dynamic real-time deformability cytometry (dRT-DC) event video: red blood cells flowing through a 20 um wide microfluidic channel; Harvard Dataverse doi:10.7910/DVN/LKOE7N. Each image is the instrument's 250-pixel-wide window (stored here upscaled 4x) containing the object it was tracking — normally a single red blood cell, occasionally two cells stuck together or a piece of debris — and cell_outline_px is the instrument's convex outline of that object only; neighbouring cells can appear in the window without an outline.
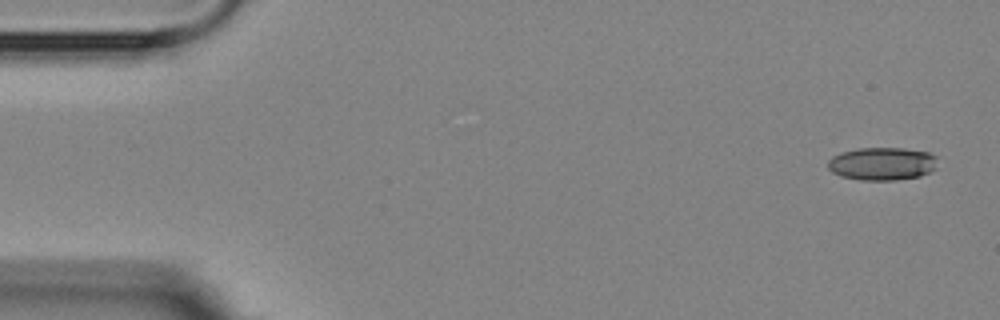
{"species": "Egyptian fruit bat (a non-hibernating species)", "species_latin": "Rousettus aegyptiacus", "temperature_condition": "room temperature", "stored_images_in_passage": 4, "camera_frame_rate_fps": 3000, "um_per_image_px": 0.085, "animal": {"sex": "female"}, "frame": {"image": 1, "passage_image": 1, "time_ms": 0.0, "image_size_px": [1000, 320], "cell_outline_px": [[936, 168], [920, 176], [896, 180], [860, 180], [840, 176], [832, 172], [828, 168], [828, 160], [832, 156], [840, 152], [860, 148], [904, 148], [928, 152], [936, 156]], "centroid_in_image_um": [74.96, 13.91], "position_along_channel_um": 10.0, "area_um2": 21.15}}
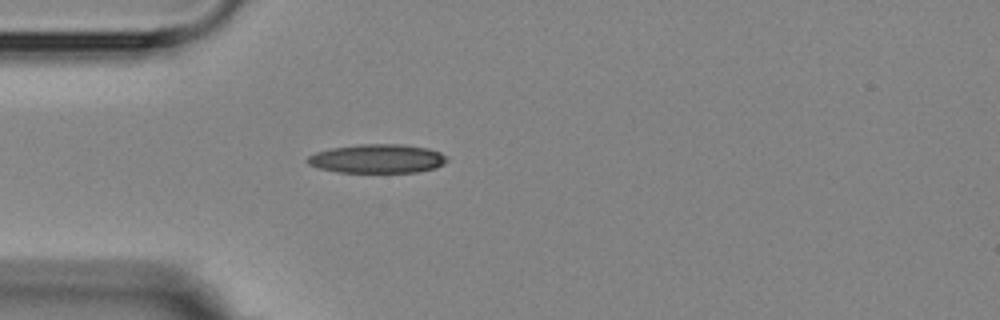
{"frame": {"image": 2, "passage_image": 4, "time_ms": 4.333, "image_size_px": [1000, 320], "cell_outline_px": [[448, 160], [444, 164], [436, 168], [416, 172], [336, 172], [320, 168], [308, 164], [304, 160], [308, 156], [316, 152], [332, 148], [360, 144], [400, 144], [428, 148], [440, 152], [448, 156]], "centroid_in_image_um": [32.09, 13.49], "position_along_channel_um": 52.9, "area_um2": 23.58}}